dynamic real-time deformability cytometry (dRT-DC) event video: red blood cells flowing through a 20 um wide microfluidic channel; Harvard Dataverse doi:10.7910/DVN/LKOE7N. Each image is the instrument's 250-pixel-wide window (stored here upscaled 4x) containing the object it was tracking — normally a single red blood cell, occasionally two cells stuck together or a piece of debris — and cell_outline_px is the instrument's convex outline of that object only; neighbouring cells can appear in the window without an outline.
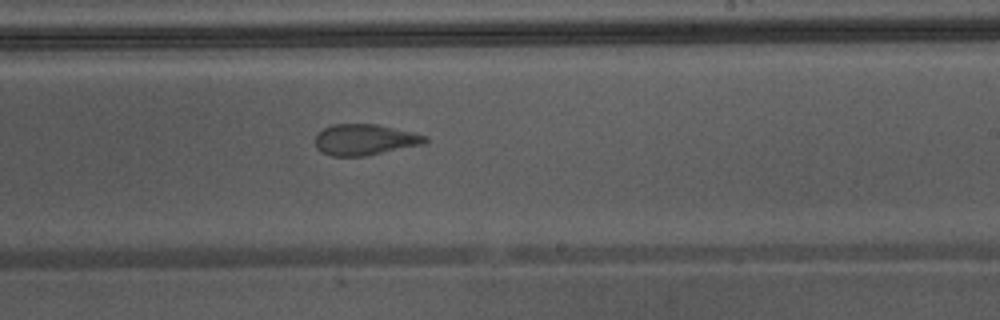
{"species": "Egyptian fruit bat (a non-hibernating species)", "species_latin": "Rousettus aegyptiacus", "temperature_condition": "warm", "stored_images_in_passage": 32, "camera_frame_rate_fps": 3000, "um_per_image_px": 0.085, "animal": {"sex": "male"}, "frame": {"image": 1, "passage_image": 19, "time_ms": 6.0, "image_size_px": [1000, 320], "cell_outline_px": [[428, 140], [424, 144], [368, 156], [332, 156], [316, 148], [316, 132], [332, 124], [376, 124], [412, 132], [428, 136]], "centroid_in_image_um": [31.02, 11.87], "position_along_channel_um": 258.0, "area_um2": 19.94}}
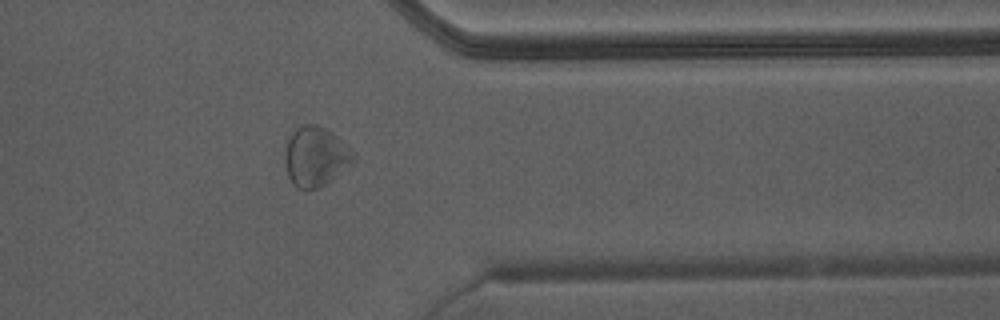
{"frame": {"image": 2, "passage_image": 28, "time_ms": 9.0, "image_size_px": [1000, 320], "cell_outline_px": [[356, 160], [324, 184], [316, 188], [300, 188], [292, 184], [288, 176], [284, 164], [284, 152], [288, 140], [292, 132], [296, 128], [304, 124], [316, 124], [332, 132], [352, 148], [356, 152]], "centroid_in_image_um": [26.82, 13.27], "position_along_channel_um": 384.6, "area_um2": 23.81}}